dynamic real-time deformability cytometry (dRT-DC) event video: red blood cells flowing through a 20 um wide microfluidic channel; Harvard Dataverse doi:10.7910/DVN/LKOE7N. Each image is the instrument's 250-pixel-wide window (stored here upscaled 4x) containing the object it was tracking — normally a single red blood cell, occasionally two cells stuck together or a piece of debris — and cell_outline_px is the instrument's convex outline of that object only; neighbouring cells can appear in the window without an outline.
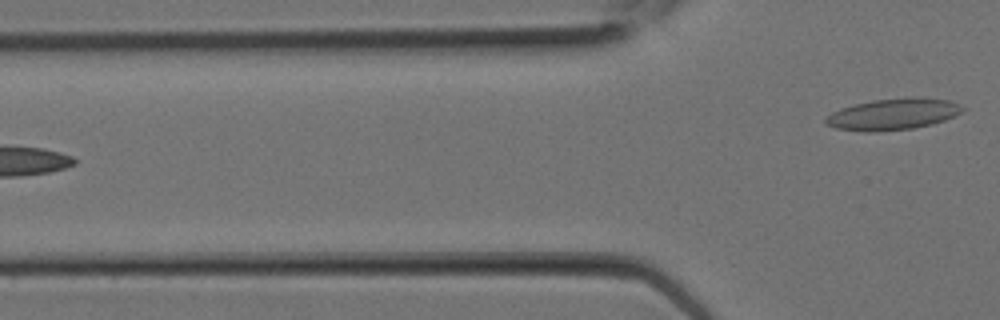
{"species": "Egyptian fruit bat (a non-hibernating species)", "species_latin": "Rousettus aegyptiacus", "temperature_condition": "room temperature", "stored_images_in_passage": 10, "segment_of_instrument_passage": [2, 2], "camera_frame_rate_fps": 3000, "um_per_image_px": 0.085, "animal": {"sex": "female"}, "frame": {"image": 1, "passage_image": 10, "time_ms": 3.0, "image_size_px": [1000, 320], "cell_outline_px": [[968, 108], [964, 112], [944, 120], [932, 124], [912, 128], [876, 132], [864, 132], [836, 128], [824, 124], [824, 120], [832, 112], [840, 108], [872, 100], [920, 96], [948, 100], [960, 104]], "centroid_in_image_um": [75.95, 9.7], "position_along_channel_um": 49.9, "area_um2": 25.32}}